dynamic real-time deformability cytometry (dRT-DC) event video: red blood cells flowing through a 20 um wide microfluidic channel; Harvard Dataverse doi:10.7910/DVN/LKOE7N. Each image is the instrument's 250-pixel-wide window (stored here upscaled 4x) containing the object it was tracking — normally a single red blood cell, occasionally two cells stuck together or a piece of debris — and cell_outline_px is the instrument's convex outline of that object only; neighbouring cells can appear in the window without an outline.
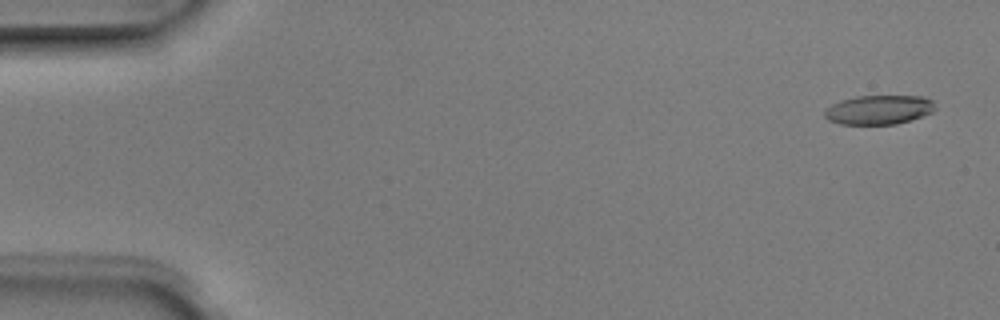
{"species": "Egyptian fruit bat (a non-hibernating species)", "species_latin": "Rousettus aegyptiacus", "temperature_condition": "room temperature", "stored_images_in_passage": 4, "camera_frame_rate_fps": 3000, "um_per_image_px": 0.085, "animal": {"sex": "male"}, "frame": {"image": 1, "passage_image": 1, "time_ms": 0.0, "image_size_px": [1000, 320], "cell_outline_px": [[936, 108], [932, 112], [896, 124], [840, 124], [828, 120], [824, 116], [824, 112], [832, 104], [840, 100], [856, 96], [924, 96], [932, 100]], "centroid_in_image_um": [74.69, 9.32], "position_along_channel_um": 10.3, "area_um2": 18.73}}
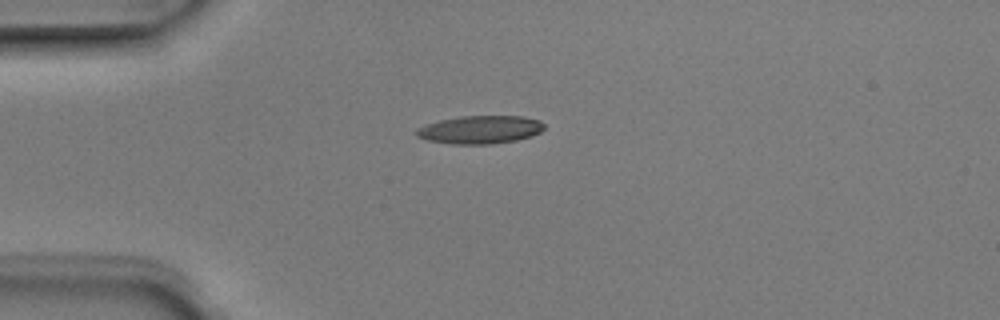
{"frame": {"image": 2, "passage_image": 4, "time_ms": 1.0, "image_size_px": [1000, 320], "cell_outline_px": [[544, 128], [540, 132], [532, 136], [516, 140], [488, 144], [452, 144], [428, 140], [416, 136], [416, 128], [440, 120], [460, 116], [524, 116], [540, 120], [544, 124]], "centroid_in_image_um": [40.83, 11.01], "position_along_channel_um": 44.2, "area_um2": 20.87}}